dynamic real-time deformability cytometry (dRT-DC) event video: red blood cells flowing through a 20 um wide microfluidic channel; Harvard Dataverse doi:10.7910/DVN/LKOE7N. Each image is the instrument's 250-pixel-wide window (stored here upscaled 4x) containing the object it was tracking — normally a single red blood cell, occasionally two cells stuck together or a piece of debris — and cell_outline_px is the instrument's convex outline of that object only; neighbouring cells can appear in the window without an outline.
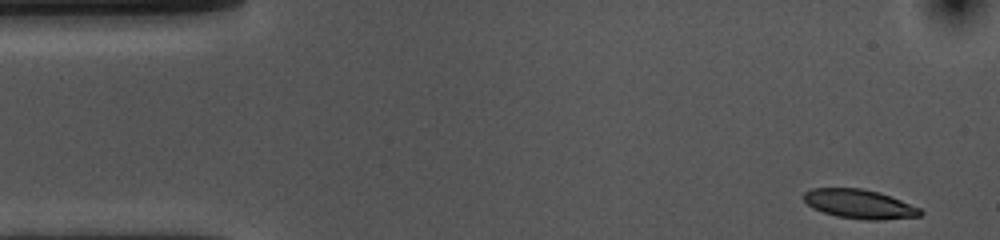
{"species": "common noctule bat (a hibernating species)", "species_latin": "Nyctalus noctula", "temperature_condition": "cold", "stored_images_in_passage": 53, "camera_frame_rate_fps": 3000, "um_per_image_px": 0.085, "animal": {"sex": "female", "body_mass_g": 10.0, "forearm_length_mm": 53.1}, "frame": {"image": 1, "passage_image": 1, "time_ms": 0.0, "image_size_px": [1000, 240], "cell_outline_px": [[924, 212], [920, 216], [880, 220], [864, 220], [836, 216], [812, 208], [804, 200], [804, 192], [812, 188], [864, 188], [880, 192], [920, 208]], "centroid_in_image_um": [73.05, 17.34], "position_along_channel_um": 11.9, "area_um2": 19.83}}
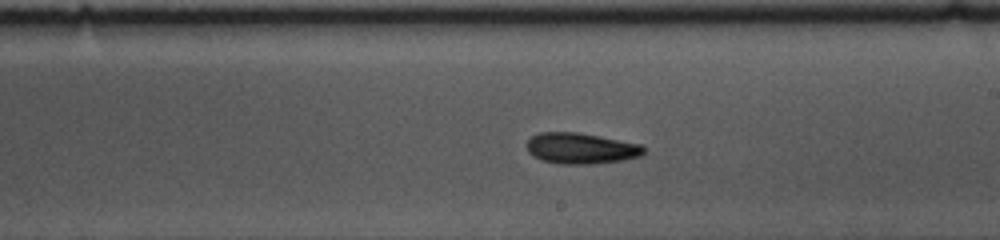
{"frame": {"image": 2, "passage_image": 28, "time_ms": 9.0, "image_size_px": [1000, 240], "cell_outline_px": [[644, 152], [640, 156], [624, 160], [592, 164], [556, 164], [532, 156], [528, 152], [528, 140], [532, 136], [540, 132], [580, 132], [640, 144], [644, 148]], "centroid_in_image_um": [49.37, 12.61], "position_along_channel_um": 239.6, "area_um2": 21.1}}
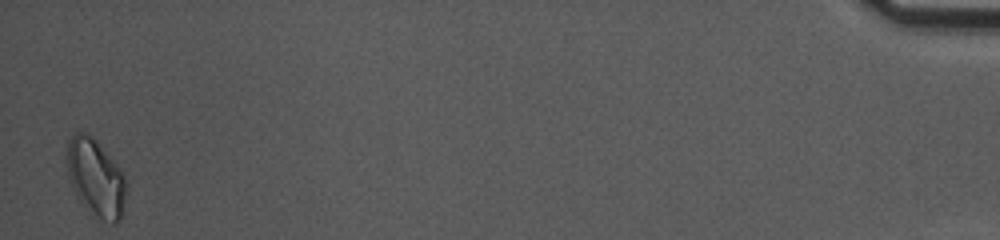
{"frame": {"image": 3, "passage_image": 52, "time_ms": 17.0, "image_size_px": [1000, 240], "cell_outline_px": [[128, 188], [120, 216], [116, 224], [112, 224], [104, 220], [92, 212], [80, 200], [68, 176], [68, 140], [76, 132], [84, 132], [92, 136], [96, 140], [120, 168], [124, 176]], "centroid_in_image_um": [8.17, 15.09], "position_along_channel_um": 427.0, "area_um2": 26.07}, "authors_computed_cell_mechanics": {"area_um2": 20.5768, "velocity_mm_per_s": 3.5634, "shape_relaxation_time_tau1_ms": 8.9385, "shape_relaxation_time_tau2_ms": null, "deformation_change_tau1": 0.1654, "deformation_change_tau2": null}}